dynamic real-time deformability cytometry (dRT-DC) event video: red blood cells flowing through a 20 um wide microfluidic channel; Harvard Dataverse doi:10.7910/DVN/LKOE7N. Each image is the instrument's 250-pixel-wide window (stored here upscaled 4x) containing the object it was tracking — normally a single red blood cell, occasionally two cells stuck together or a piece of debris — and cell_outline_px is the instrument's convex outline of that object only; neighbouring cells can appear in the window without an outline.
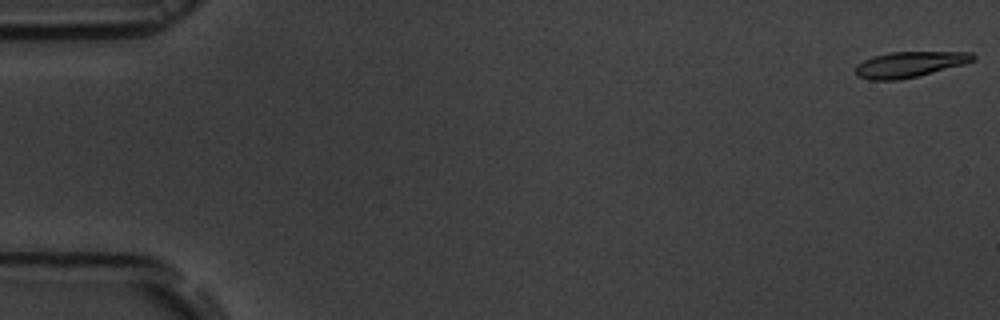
{"species": "common noctule bat (a hibernating species)", "species_latin": "Nyctalus noctula", "temperature_condition": "room temperature", "stored_images_in_passage": 15, "camera_frame_rate_fps": 3000, "um_per_image_px": 0.085, "animal": {"sex": "male", "body_mass_g": 19.5, "forearm_length_mm": 54.6}, "frame": {"image": 1, "passage_image": 1, "time_ms": 0.0, "image_size_px": [1000, 320], "cell_outline_px": [[976, 60], [964, 64], [900, 80], [868, 80], [856, 76], [856, 64], [872, 56], [892, 52], [972, 52], [976, 56]], "centroid_in_image_um": [77.29, 5.47], "position_along_channel_um": 7.7, "area_um2": 17.57}}